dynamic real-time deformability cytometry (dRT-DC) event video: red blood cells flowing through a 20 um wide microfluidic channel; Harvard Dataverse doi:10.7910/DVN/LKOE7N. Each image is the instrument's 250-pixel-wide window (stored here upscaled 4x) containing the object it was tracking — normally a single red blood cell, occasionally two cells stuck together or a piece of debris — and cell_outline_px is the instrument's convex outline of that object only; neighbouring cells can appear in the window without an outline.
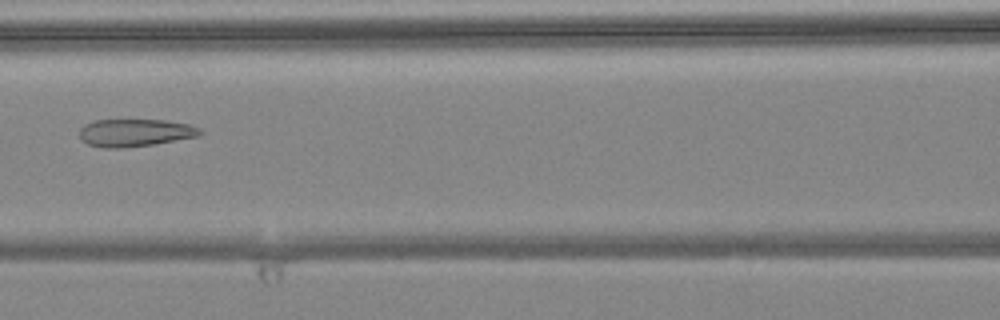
{"species": "common noctule bat (a hibernating species)", "species_latin": "Nyctalus noctula", "temperature_condition": "warm", "stored_images_in_passage": 6, "camera_frame_rate_fps": 3000, "um_per_image_px": 0.085, "animal": {"sex": "female", "body_mass_g": 24.6, "forearm_length_mm": 56.2}, "frame": {"image": 1, "passage_image": 6, "time_ms": 1.667, "image_size_px": [1000, 320], "cell_outline_px": [[204, 132], [200, 136], [152, 144], [120, 148], [104, 148], [88, 144], [80, 140], [80, 128], [84, 124], [96, 120], [164, 120], [188, 124], [200, 128]], "centroid_in_image_um": [11.47, 11.28], "position_along_channel_um": 155.1, "area_um2": 19.36}}